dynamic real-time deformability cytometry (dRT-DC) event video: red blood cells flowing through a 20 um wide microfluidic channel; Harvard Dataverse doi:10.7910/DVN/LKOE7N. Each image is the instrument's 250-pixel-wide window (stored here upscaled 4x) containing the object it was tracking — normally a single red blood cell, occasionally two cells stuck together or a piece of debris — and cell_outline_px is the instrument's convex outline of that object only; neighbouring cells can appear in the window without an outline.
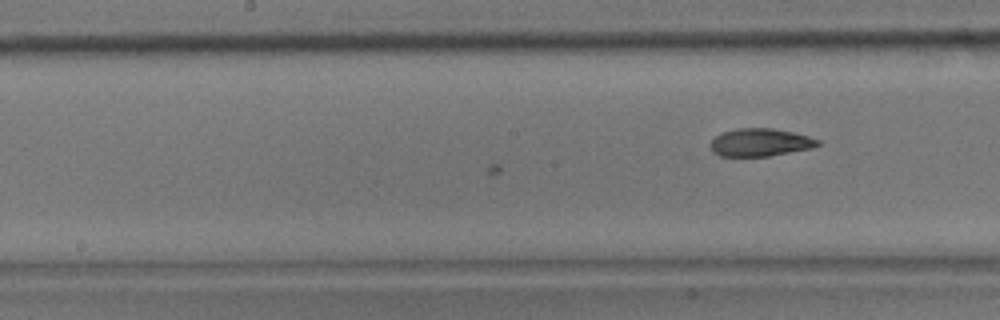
{"species": "common noctule bat (a hibernating species)", "species_latin": "Nyctalus noctula", "temperature_condition": "room temperature", "stored_images_in_passage": 13, "camera_frame_rate_fps": 3000, "um_per_image_px": 0.085, "animal": {"sex": "male", "body_mass_g": 17.9}, "frame": {"image": 1, "passage_image": 13, "time_ms": 4.0, "image_size_px": [1000, 320], "cell_outline_px": [[820, 144], [812, 148], [768, 156], [720, 156], [712, 152], [708, 144], [716, 136], [724, 132], [736, 128], [772, 128], [792, 132], [808, 136], [820, 140]], "centroid_in_image_um": [64.59, 12.1], "position_along_channel_um": 183.6, "area_um2": 17.4}}